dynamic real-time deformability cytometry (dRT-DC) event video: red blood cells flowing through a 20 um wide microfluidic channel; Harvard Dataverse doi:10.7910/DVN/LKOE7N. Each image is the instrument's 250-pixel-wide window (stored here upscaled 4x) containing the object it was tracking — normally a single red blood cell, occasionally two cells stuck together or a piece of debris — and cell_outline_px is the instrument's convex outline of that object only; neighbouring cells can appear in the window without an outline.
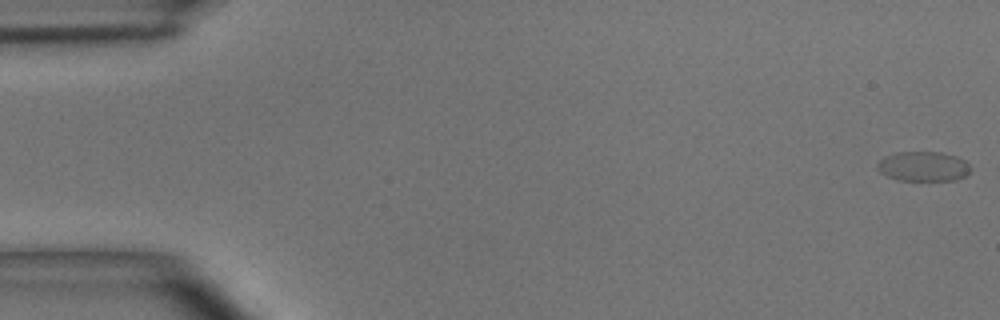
{"species": "common noctule bat (a hibernating species)", "species_latin": "Nyctalus noctula", "temperature_condition": "room temperature", "stored_images_in_passage": 51, "camera_frame_rate_fps": 3000, "um_per_image_px": 0.085, "animal": {"sex": "male", "body_mass_g": 15.6}, "frame": {"image": 1, "passage_image": 1, "time_ms": 0.0, "image_size_px": [1000, 320], "cell_outline_px": [[972, 172], [956, 180], [900, 180], [888, 176], [880, 172], [876, 168], [876, 164], [884, 156], [896, 152], [944, 152], [956, 156], [964, 160], [972, 168]], "centroid_in_image_um": [78.5, 14.13], "position_along_channel_um": 6.5, "area_um2": 16.3}}
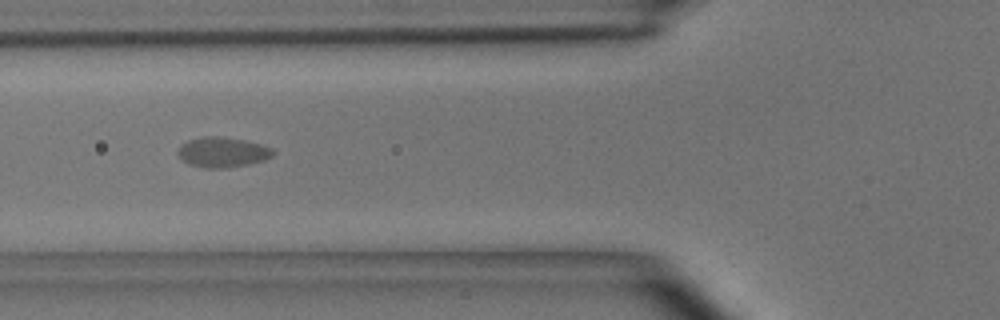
{"frame": {"image": 2, "passage_image": 19, "time_ms": 6.0, "image_size_px": [1000, 320], "cell_outline_px": [[276, 152], [272, 156], [264, 160], [248, 164], [228, 168], [208, 168], [188, 164], [176, 152], [188, 140], [204, 136], [220, 136], [244, 140], [260, 144], [272, 148]], "centroid_in_image_um": [18.95, 12.94], "position_along_channel_um": 106.9, "area_um2": 16.59}}
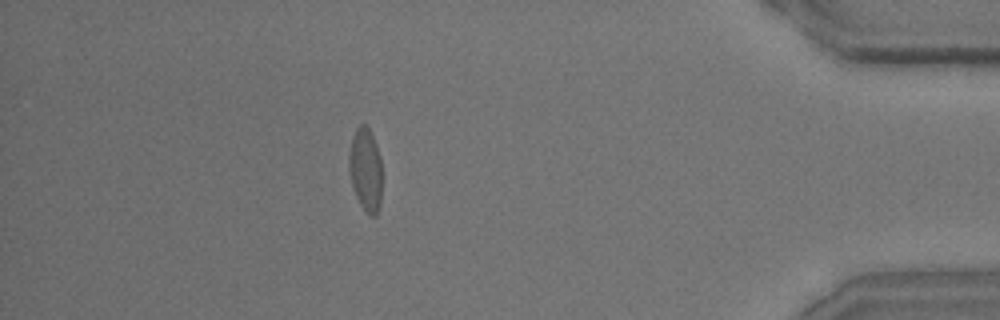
{"frame": {"image": 3, "passage_image": 45, "time_ms": 14.667, "image_size_px": [1000, 320], "cell_outline_px": [[380, 204], [376, 216], [368, 216], [360, 204], [352, 188], [348, 168], [348, 156], [352, 136], [356, 128], [360, 124], [364, 124], [368, 128], [372, 136], [380, 156]], "centroid_in_image_um": [31.03, 14.44], "position_along_channel_um": 404.2, "area_um2": 16.01}, "authors_computed_cell_mechanics": {"area_um2": 16.1262, "velocity_mm_per_s": 3.9632, "shape_relaxation_time_tau1_ms": 5.668, "shape_relaxation_time_tau2_ms": null, "deformation_change_tau1": 0.1431, "deformation_change_tau2": null}}